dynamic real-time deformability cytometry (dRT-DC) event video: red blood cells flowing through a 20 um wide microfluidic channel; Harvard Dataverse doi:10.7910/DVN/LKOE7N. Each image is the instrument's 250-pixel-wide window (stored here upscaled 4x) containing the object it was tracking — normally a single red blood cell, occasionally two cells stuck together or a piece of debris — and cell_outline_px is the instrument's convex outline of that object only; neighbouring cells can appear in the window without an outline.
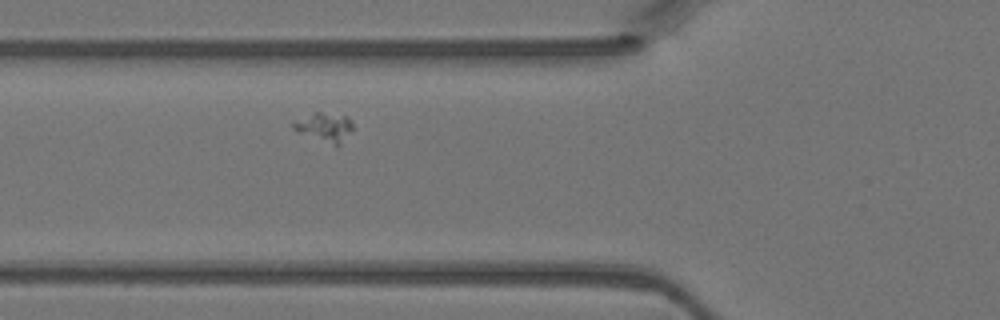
{"species": "Egyptian fruit bat (a non-hibernating species)", "species_latin": "Rousettus aegyptiacus", "temperature_condition": "warm", "stored_images_in_passage": 2, "camera_frame_rate_fps": 3000, "um_per_image_px": 0.085, "animal": {"sex": "female"}, "frame": {"image": 1, "passage_image": 2, "time_ms": 0.333, "image_size_px": [1000, 320], "cell_outline_px": [[352, 128], [340, 144], [336, 148], [300, 132], [292, 128], [292, 120], [316, 112], [320, 112], [348, 116], [352, 120]], "centroid_in_image_um": [27.57, 10.81], "position_along_channel_um": 98.2, "area_um2": 10.12}}